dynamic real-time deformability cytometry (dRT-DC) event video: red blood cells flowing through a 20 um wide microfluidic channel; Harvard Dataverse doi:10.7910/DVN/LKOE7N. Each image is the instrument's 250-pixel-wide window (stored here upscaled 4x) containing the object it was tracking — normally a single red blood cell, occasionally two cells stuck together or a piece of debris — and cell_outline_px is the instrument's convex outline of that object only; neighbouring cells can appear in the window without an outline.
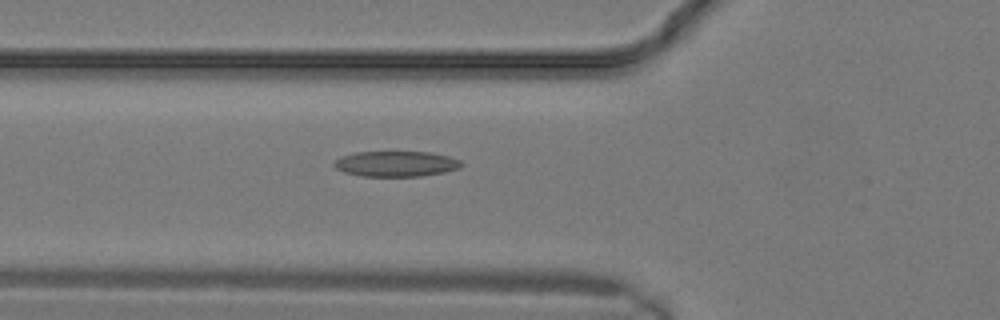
{"species": "common noctule bat (a hibernating species)", "species_latin": "Nyctalus noctula", "temperature_condition": "warm", "stored_images_in_passage": 10, "camera_frame_rate_fps": 3000, "um_per_image_px": 0.085, "animal": {"sex": "male", "body_mass_g": 19.2, "forearm_length_mm": 51.8}, "frame": {"image": 1, "passage_image": 2, "time_ms": 0.333, "image_size_px": [1000, 320], "cell_outline_px": [[464, 164], [460, 168], [444, 172], [420, 176], [360, 176], [344, 172], [336, 168], [332, 164], [332, 160], [340, 156], [356, 152], [432, 152], [448, 156], [460, 160]], "centroid_in_image_um": [33.63, 13.92], "position_along_channel_um": 92.2, "area_um2": 19.07}}
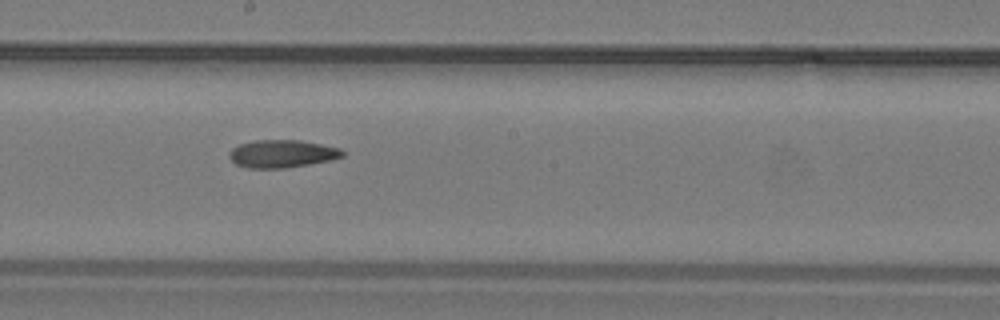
{"frame": {"image": 2, "passage_image": 7, "time_ms": 2.0, "image_size_px": [1000, 320], "cell_outline_px": [[344, 156], [328, 160], [308, 164], [284, 168], [248, 168], [236, 164], [228, 156], [228, 152], [232, 148], [240, 144], [256, 140], [300, 140], [340, 148], [344, 152]], "centroid_in_image_um": [23.94, 13.06], "position_along_channel_um": 224.3, "area_um2": 18.15}}
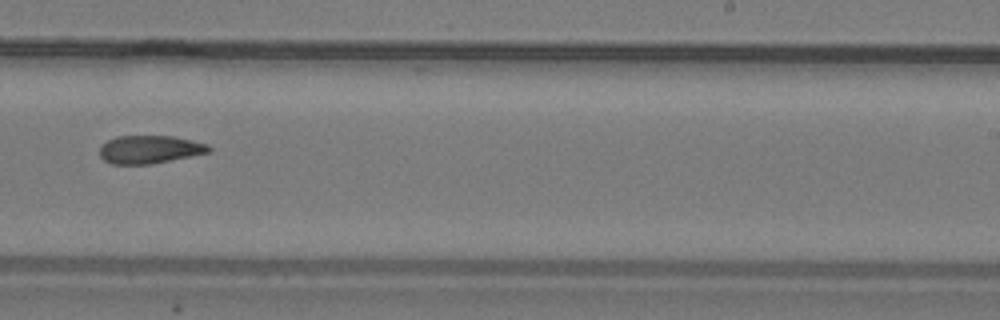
{"frame": {"image": 3, "passage_image": 9, "time_ms": 2.667, "image_size_px": [1000, 320], "cell_outline_px": [[212, 152], [152, 164], [112, 164], [104, 160], [100, 156], [100, 148], [108, 140], [116, 136], [172, 136], [192, 140], [208, 144], [212, 148]], "centroid_in_image_um": [12.77, 12.7], "position_along_channel_um": 276.2, "area_um2": 17.92}}